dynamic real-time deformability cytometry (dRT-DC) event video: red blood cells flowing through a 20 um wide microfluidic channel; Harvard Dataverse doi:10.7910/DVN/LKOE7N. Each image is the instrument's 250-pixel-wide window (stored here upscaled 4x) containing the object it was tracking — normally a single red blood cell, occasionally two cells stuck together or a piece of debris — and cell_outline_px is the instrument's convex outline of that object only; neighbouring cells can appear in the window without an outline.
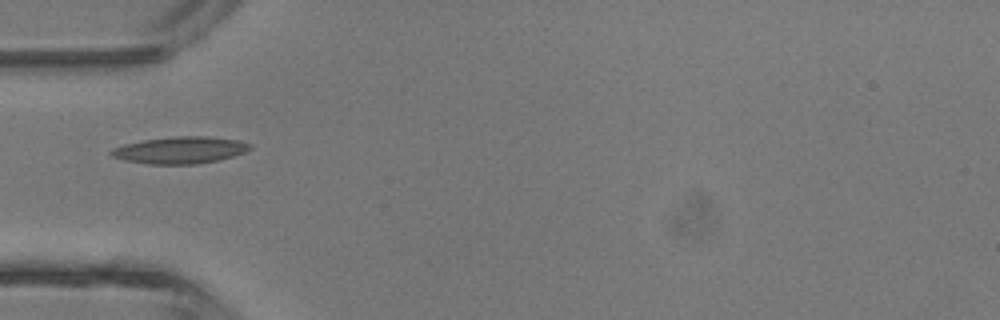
{"species": "common noctule bat (a hibernating species)", "species_latin": "Nyctalus noctula", "temperature_condition": "room temperature", "stored_images_in_passage": 2, "camera_frame_rate_fps": 3000, "um_per_image_px": 0.085, "animal": {"sex": "male", "body_mass_g": 13.3}, "frame": {"image": 1, "passage_image": 2, "time_ms": 1.0, "image_size_px": [1000, 320], "cell_outline_px": [[252, 148], [244, 152], [232, 156], [216, 160], [196, 164], [148, 164], [124, 160], [112, 156], [108, 152], [112, 148], [124, 144], [144, 140], [176, 136], [208, 136], [240, 140], [252, 144]], "centroid_in_image_um": [15.31, 12.75], "position_along_channel_um": 69.7, "area_um2": 21.73}}